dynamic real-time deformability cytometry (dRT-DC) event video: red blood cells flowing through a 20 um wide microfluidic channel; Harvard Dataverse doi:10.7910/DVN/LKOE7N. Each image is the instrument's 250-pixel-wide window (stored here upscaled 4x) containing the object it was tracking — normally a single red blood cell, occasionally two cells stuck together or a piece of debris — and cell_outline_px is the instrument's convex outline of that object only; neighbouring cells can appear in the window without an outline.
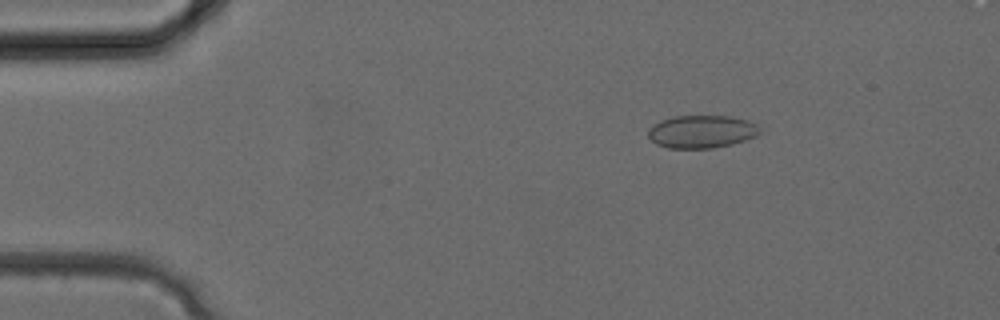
{"species": "common noctule bat (a hibernating species)", "species_latin": "Nyctalus noctula", "temperature_condition": "cold", "stored_images_in_passage": 30, "camera_frame_rate_fps": 3000, "um_per_image_px": 0.085, "animal": {"sex": "female", "body_mass_g": 24.6, "forearm_length_mm": 56.2}, "frame": {"image": 1, "passage_image": 5, "time_ms": 1.333, "image_size_px": [1000, 320], "cell_outline_px": [[760, 132], [756, 136], [732, 144], [712, 148], [668, 148], [656, 144], [648, 136], [648, 132], [660, 120], [672, 116], [728, 116], [748, 120], [756, 124], [760, 128]], "centroid_in_image_um": [59.65, 11.19], "position_along_channel_um": 25.3, "area_um2": 21.21}}
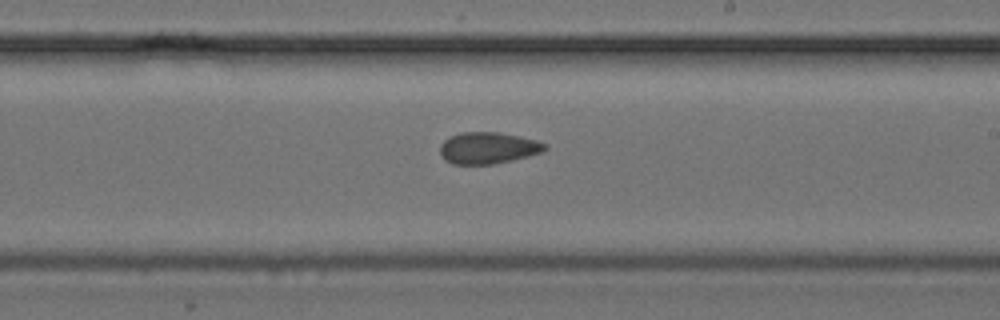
{"frame": {"image": 2, "passage_image": 19, "time_ms": 6.0, "image_size_px": [1000, 320], "cell_outline_px": [[548, 148], [544, 152], [496, 164], [452, 164], [444, 160], [440, 156], [440, 144], [444, 140], [460, 132], [496, 132], [536, 140], [548, 144]], "centroid_in_image_um": [41.48, 12.59], "position_along_channel_um": 247.5, "area_um2": 19.42}}
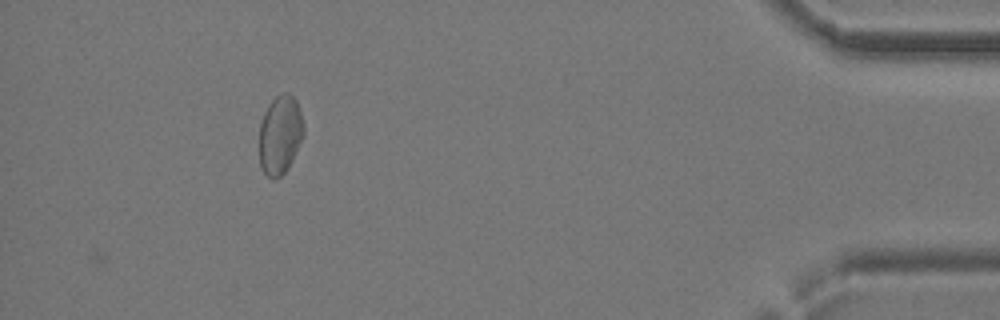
{"frame": {"image": 3, "passage_image": 30, "time_ms": 9.667, "image_size_px": [1000, 320], "cell_outline_px": [[304, 136], [288, 168], [276, 180], [272, 180], [260, 168], [260, 124], [264, 112], [268, 104], [276, 96], [284, 92], [288, 92], [296, 100], [304, 124]], "centroid_in_image_um": [23.81, 11.46], "position_along_channel_um": 411.4, "area_um2": 20.52}}